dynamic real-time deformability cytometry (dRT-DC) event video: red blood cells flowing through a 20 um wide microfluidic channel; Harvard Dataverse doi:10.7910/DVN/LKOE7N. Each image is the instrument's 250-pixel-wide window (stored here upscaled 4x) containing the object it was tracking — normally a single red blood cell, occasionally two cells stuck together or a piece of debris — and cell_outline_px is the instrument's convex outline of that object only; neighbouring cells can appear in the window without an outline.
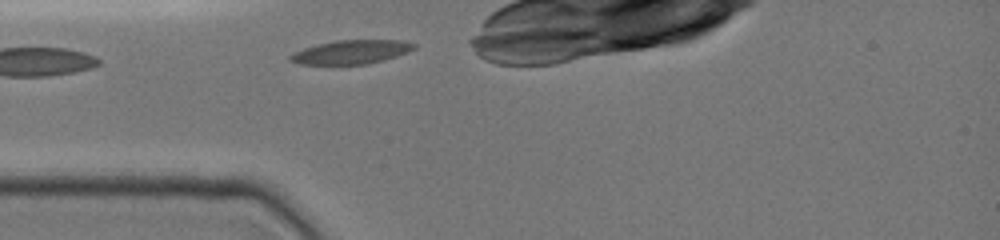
{"species": "common noctule bat (a hibernating species)", "species_latin": "Nyctalus noctula", "temperature_condition": "cold", "stored_images_in_passage": 2, "camera_frame_rate_fps": 3000, "um_per_image_px": 0.085, "animal": {"sex": "female", "body_mass_g": 19.0, "forearm_length_mm": 51.5}, "frame": {"image": 1, "passage_image": 2, "time_ms": 0.667, "image_size_px": [1000, 240], "cell_outline_px": [[416, 48], [408, 52], [384, 60], [368, 64], [300, 64], [288, 60], [288, 56], [292, 52], [316, 44], [336, 40], [400, 40], [416, 44]], "centroid_in_image_um": [29.83, 4.42], "position_along_channel_um": 55.2, "area_um2": 17.28}}